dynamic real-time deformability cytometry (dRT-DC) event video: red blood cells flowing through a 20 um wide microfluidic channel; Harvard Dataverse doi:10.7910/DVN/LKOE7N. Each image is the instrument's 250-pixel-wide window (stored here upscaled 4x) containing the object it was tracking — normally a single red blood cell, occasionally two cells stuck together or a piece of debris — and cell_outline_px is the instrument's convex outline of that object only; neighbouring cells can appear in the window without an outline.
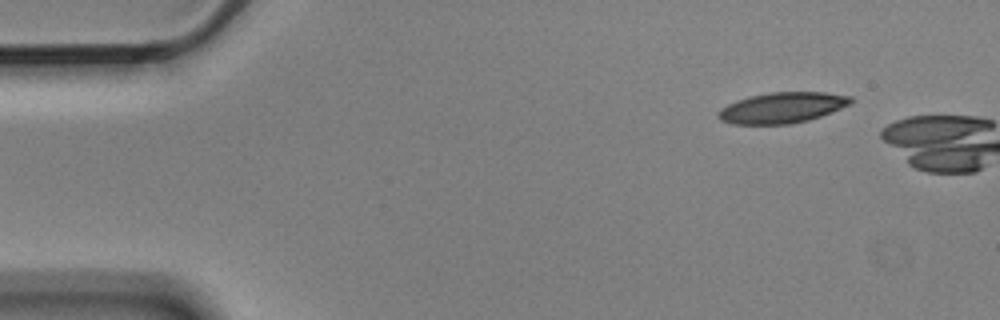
{"species": "Egyptian fruit bat (a non-hibernating species)", "species_latin": "Rousettus aegyptiacus", "temperature_condition": "cold", "stored_images_in_passage": 2, "camera_frame_rate_fps": 3000, "um_per_image_px": 0.085, "animal": {"sex": "male"}, "frame": {"image": 1, "passage_image": 1, "time_ms": 0.0, "image_size_px": [1000, 320], "cell_outline_px": [[852, 104], [820, 116], [808, 120], [788, 124], [732, 124], [720, 120], [716, 116], [716, 112], [720, 108], [736, 100], [748, 96], [768, 92], [824, 92], [852, 96]], "centroid_in_image_um": [66.45, 9.15], "position_along_channel_um": 18.6, "area_um2": 23.93}}